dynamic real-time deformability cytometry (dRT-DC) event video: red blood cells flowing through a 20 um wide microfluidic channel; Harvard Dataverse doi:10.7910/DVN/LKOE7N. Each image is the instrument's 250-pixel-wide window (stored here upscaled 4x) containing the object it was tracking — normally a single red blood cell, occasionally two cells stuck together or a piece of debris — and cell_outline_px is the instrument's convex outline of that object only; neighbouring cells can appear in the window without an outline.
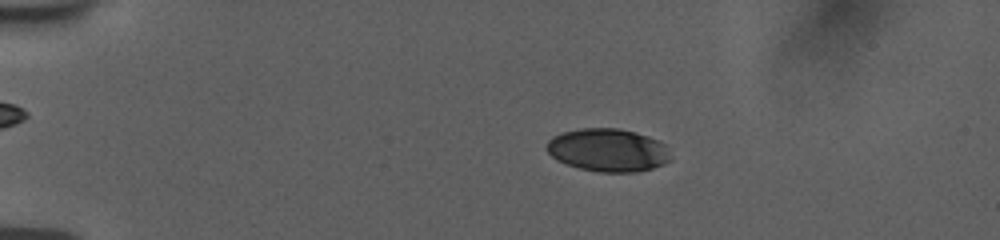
{"species": "human", "species_latin": "Homo sapiens", "temperature_condition": "room temperature", "stored_images_in_passage": 16, "camera_frame_rate_fps": 3000, "um_per_image_px": 0.085, "donor": {"sex": "female"}, "frame": {"image": 1, "passage_image": 5, "time_ms": 1.333, "image_size_px": [1000, 240], "cell_outline_px": [[672, 160], [664, 164], [652, 168], [636, 172], [596, 172], [580, 168], [556, 160], [544, 148], [548, 140], [552, 136], [564, 132], [580, 128], [620, 128], [636, 132], [660, 140], [664, 144]], "centroid_in_image_um": [51.67, 12.75], "position_along_channel_um": 33.3, "area_um2": 31.27}}
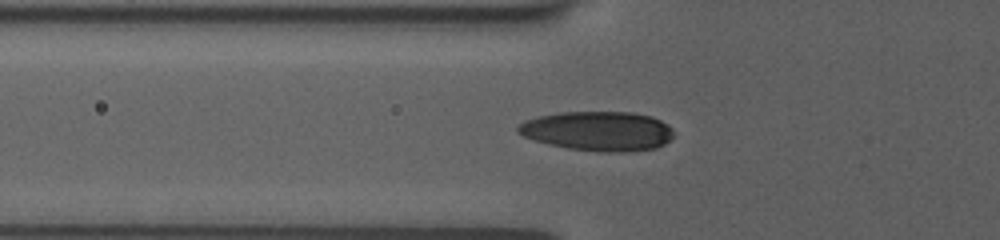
{"frame": {"image": 2, "passage_image": 13, "time_ms": 4.0, "image_size_px": [1000, 240], "cell_outline_px": [[676, 132], [664, 144], [656, 148], [620, 152], [600, 152], [568, 148], [548, 144], [524, 136], [516, 132], [516, 128], [524, 120], [536, 116], [560, 112], [632, 112], [652, 116], [668, 124]], "centroid_in_image_um": [50.83, 11.13], "position_along_channel_um": 75.0, "area_um2": 36.01}}
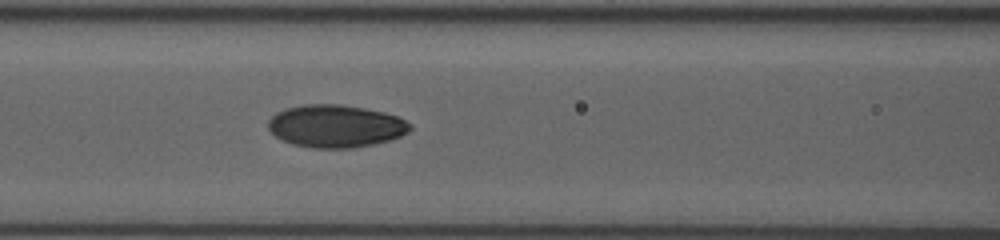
{"frame": {"image": 3, "passage_image": 16, "time_ms": 5.0, "image_size_px": [1000, 240], "cell_outline_px": [[412, 128], [408, 132], [400, 136], [388, 140], [372, 144], [352, 148], [312, 148], [292, 144], [276, 136], [268, 128], [268, 120], [276, 112], [284, 108], [304, 104], [340, 104], [364, 108], [384, 112], [396, 116], [412, 124]], "centroid_in_image_um": [28.51, 10.71], "position_along_channel_um": 138.1, "area_um2": 35.2}}